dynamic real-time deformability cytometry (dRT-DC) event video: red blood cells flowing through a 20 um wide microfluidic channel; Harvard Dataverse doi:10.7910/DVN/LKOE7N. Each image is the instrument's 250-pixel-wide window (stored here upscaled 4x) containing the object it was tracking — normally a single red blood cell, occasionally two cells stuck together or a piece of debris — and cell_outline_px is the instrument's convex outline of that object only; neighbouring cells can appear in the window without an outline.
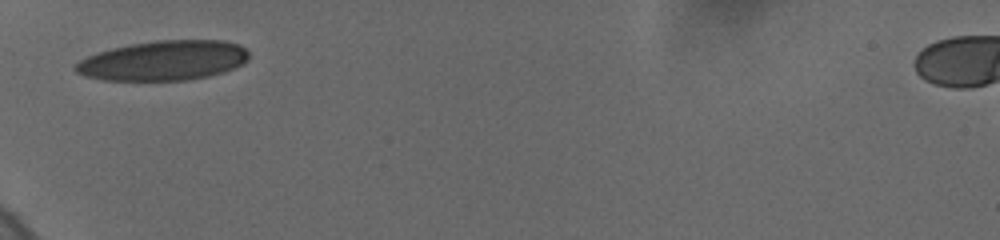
{"species": "human", "species_latin": "Homo sapiens", "temperature_condition": "cold", "stored_images_in_passage": 45, "camera_frame_rate_fps": 3000, "um_per_image_px": 0.085, "donor": {"sex": "female"}, "frame": {"image": 1, "passage_image": 1, "time_ms": 0.0, "image_size_px": [1000, 240], "cell_outline_px": [[248, 60], [244, 64], [224, 72], [208, 76], [188, 80], [104, 80], [84, 76], [76, 72], [72, 68], [80, 60], [96, 52], [112, 48], [132, 44], [156, 40], [224, 40], [240, 44], [248, 52]], "centroid_in_image_um": [13.91, 5.14], "position_along_channel_um": 71.1, "area_um2": 40.4}}
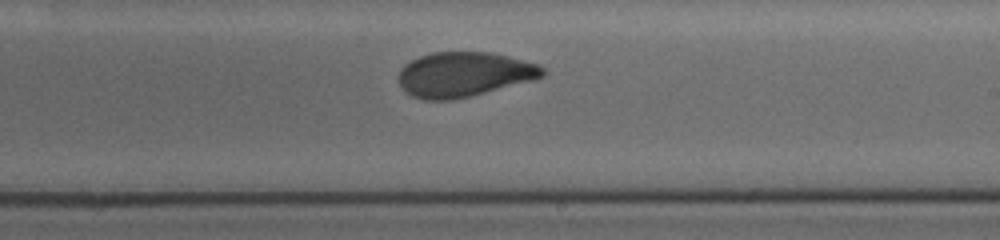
{"frame": {"image": 2, "passage_image": 26, "time_ms": 5.0, "image_size_px": [1000, 240], "cell_outline_px": [[548, 72], [544, 76], [532, 80], [452, 100], [424, 100], [412, 96], [404, 92], [396, 76], [400, 68], [404, 64], [420, 56], [432, 52], [488, 52], [508, 56], [540, 64]], "centroid_in_image_um": [39.41, 6.32], "position_along_channel_um": 249.6, "area_um2": 37.69}}
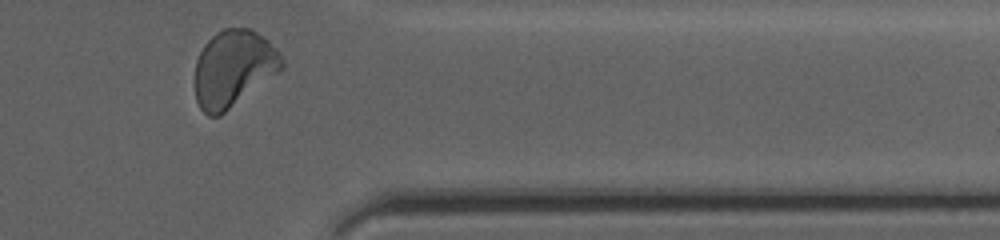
{"frame": {"image": 3, "passage_image": 43, "time_ms": 9.0, "image_size_px": [1000, 240], "cell_outline_px": [[284, 68], [220, 116], [208, 116], [200, 108], [196, 100], [196, 60], [204, 44], [216, 32], [224, 28], [248, 28], [256, 32], [268, 40], [280, 52], [284, 60]], "centroid_in_image_um": [19.85, 5.81], "position_along_channel_um": 391.5, "area_um2": 38.73}, "authors_computed_cell_mechanics": {"area_um2": 38.3792, "velocity_mm_per_s": 3.6806, "shape_relaxation_time_tau1_ms": 6.3969, "shape_relaxation_time_tau2_ms": 1.0269, "deformation_change_tau1": 0.1642, "deformation_change_tau2": 0.067}}